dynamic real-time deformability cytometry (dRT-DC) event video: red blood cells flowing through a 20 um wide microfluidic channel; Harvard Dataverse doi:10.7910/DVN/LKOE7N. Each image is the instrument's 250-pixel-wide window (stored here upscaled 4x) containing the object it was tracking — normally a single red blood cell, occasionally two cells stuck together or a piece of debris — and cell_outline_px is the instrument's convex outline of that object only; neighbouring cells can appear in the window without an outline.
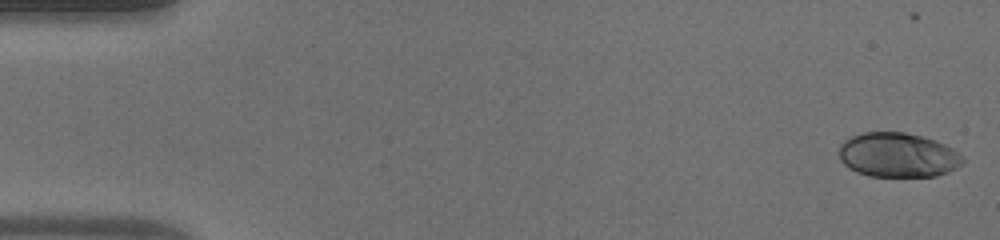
{"species": "human", "species_latin": "Homo sapiens", "temperature_condition": "warm", "stored_images_in_passage": 49, "camera_frame_rate_fps": 3000, "um_per_image_px": 0.085, "donor": {"sex": "male"}, "frame": {"image": 1, "passage_image": 1, "time_ms": 0.0, "image_size_px": [1000, 240], "cell_outline_px": [[964, 160], [956, 168], [948, 172], [936, 176], [868, 176], [856, 172], [848, 168], [840, 160], [840, 144], [844, 140], [852, 136], [864, 132], [904, 132], [924, 136], [936, 140], [952, 148]], "centroid_in_image_um": [76.29, 13.17], "position_along_channel_um": 8.7, "area_um2": 32.08}}
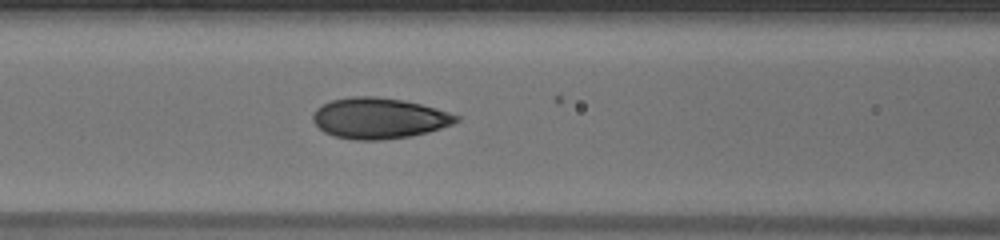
{"frame": {"image": 2, "passage_image": 21, "time_ms": 6.667, "image_size_px": [1000, 240], "cell_outline_px": [[460, 120], [452, 124], [428, 132], [412, 136], [380, 140], [356, 140], [336, 136], [324, 132], [312, 120], [312, 116], [316, 108], [332, 100], [352, 96], [376, 96], [404, 100], [436, 108], [460, 116]], "centroid_in_image_um": [32.22, 10.04], "position_along_channel_um": 134.4, "area_um2": 34.04}}
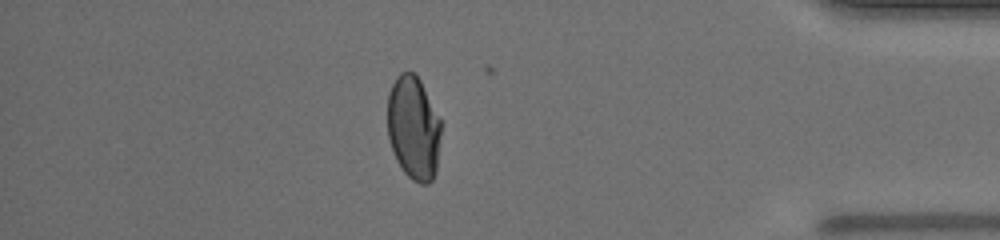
{"frame": {"image": 3, "passage_image": 43, "time_ms": 14.0, "image_size_px": [1000, 240], "cell_outline_px": [[440, 132], [436, 172], [432, 180], [428, 184], [420, 184], [412, 180], [404, 172], [396, 160], [388, 136], [388, 92], [396, 76], [400, 72], [416, 72], [440, 120]], "centroid_in_image_um": [35.13, 10.87], "position_along_channel_um": 400.1, "area_um2": 32.25}, "authors_computed_cell_mechanics": {"area_um2": 33.1772, "velocity_mm_per_s": 4.1223, "shape_relaxation_time_tau1_ms": 9.3053, "shape_relaxation_time_tau2_ms": null, "deformation_change_tau1": 0.271, "deformation_change_tau2": null}}